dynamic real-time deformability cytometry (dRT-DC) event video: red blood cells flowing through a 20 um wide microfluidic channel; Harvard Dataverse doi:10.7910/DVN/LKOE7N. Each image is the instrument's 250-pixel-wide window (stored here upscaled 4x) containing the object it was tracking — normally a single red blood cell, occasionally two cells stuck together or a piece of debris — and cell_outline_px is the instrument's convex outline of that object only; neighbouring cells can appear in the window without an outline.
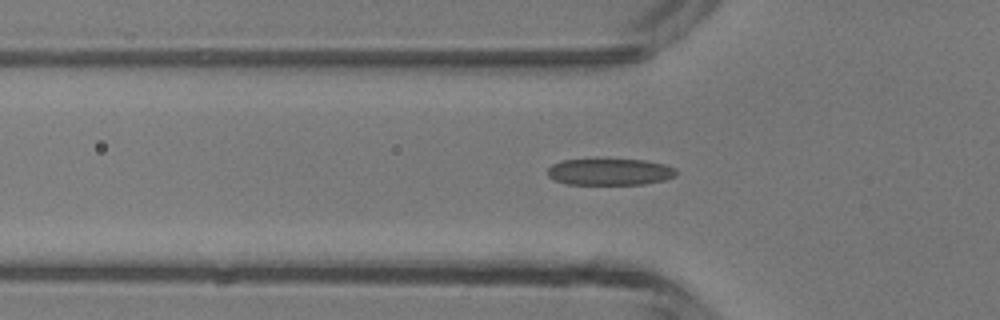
{"species": "common noctule bat (a hibernating species)", "species_latin": "Nyctalus noctula", "temperature_condition": "room temperature", "stored_images_in_passage": 35, "camera_frame_rate_fps": 3000, "um_per_image_px": 0.085, "animal": {"sex": "male", "body_mass_g": 13.3}, "frame": {"image": 1, "passage_image": 5, "time_ms": 1.333, "image_size_px": [1000, 320], "cell_outline_px": [[676, 176], [664, 180], [644, 184], [568, 184], [552, 180], [548, 176], [548, 168], [552, 164], [564, 160], [644, 160], [664, 164], [676, 168]], "centroid_in_image_um": [51.83, 14.62], "position_along_channel_um": 74.0, "area_um2": 19.83}}
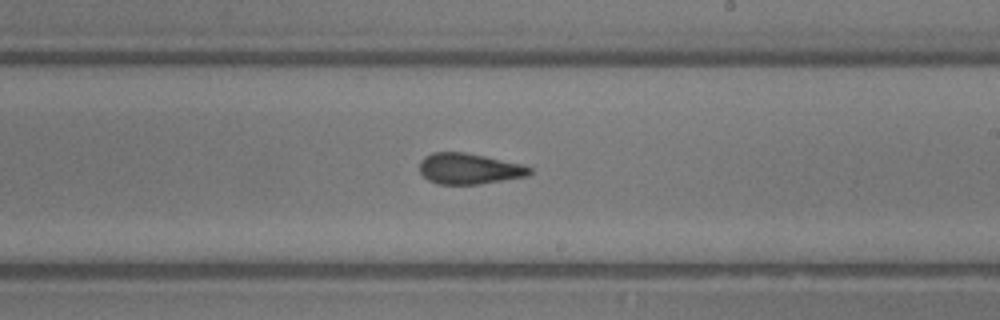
{"frame": {"image": 2, "passage_image": 17, "time_ms": 5.333, "image_size_px": [1000, 320], "cell_outline_px": [[532, 172], [528, 176], [480, 184], [436, 184], [428, 180], [420, 172], [420, 160], [424, 156], [432, 152], [464, 152], [524, 164], [532, 168]], "centroid_in_image_um": [39.88, 14.34], "position_along_channel_um": 249.1, "area_um2": 19.94}}
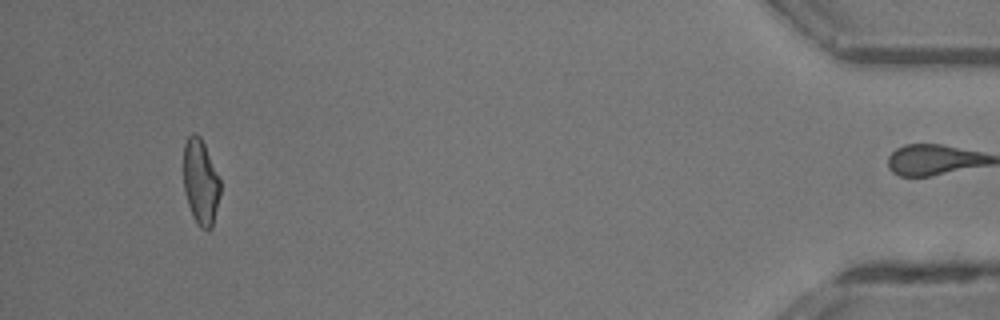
{"frame": {"image": 3, "passage_image": 34, "time_ms": 11.0, "image_size_px": [1000, 320], "cell_outline_px": [[220, 196], [212, 228], [208, 232], [200, 228], [192, 216], [184, 192], [184, 144], [188, 136], [192, 132], [196, 132], [200, 136], [204, 144], [220, 180]], "centroid_in_image_um": [17.05, 15.5], "position_along_channel_um": 418.2, "area_um2": 18.44}, "authors_computed_cell_mechanics": {"area_um2": 19.941, "velocity_mm_per_s": 4.3548, "shape_relaxation_time_tau1_ms": 3.1666, "shape_relaxation_time_tau2_ms": 1.6202, "deformation_change_tau1": 0.1321, "deformation_change_tau2": 0.1157}}